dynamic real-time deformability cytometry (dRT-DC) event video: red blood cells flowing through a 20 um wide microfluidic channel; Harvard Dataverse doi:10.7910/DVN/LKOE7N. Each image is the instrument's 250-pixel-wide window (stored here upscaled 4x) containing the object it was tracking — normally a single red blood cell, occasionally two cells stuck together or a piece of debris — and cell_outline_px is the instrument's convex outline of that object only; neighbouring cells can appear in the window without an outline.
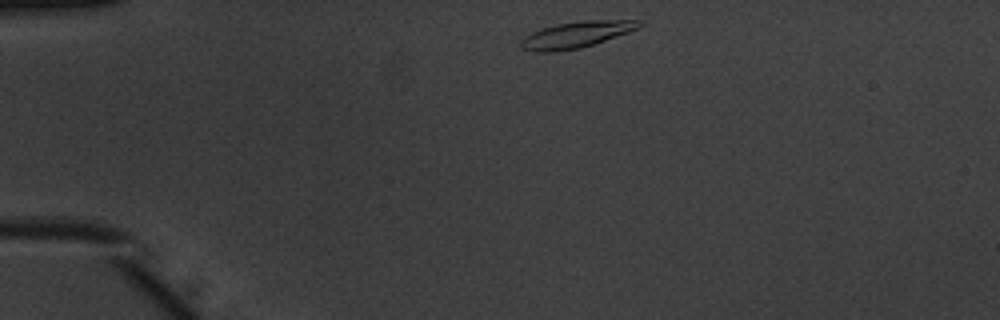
{"species": "common noctule bat (a hibernating species)", "species_latin": "Nyctalus noctula", "temperature_condition": "warm", "stored_images_in_passage": 42, "camera_frame_rate_fps": 3000, "um_per_image_px": 0.085, "animal": {"sex": "male", "body_mass_g": 20.1, "forearm_length_mm": 53.5}, "frame": {"image": 1, "passage_image": 1, "time_ms": 0.0, "image_size_px": [1000, 320], "cell_outline_px": [[644, 24], [640, 28], [580, 48], [556, 52], [536, 52], [520, 48], [520, 40], [524, 36], [532, 32], [556, 24], [584, 20], [640, 20]], "centroid_in_image_um": [48.96, 2.95], "position_along_channel_um": 36.0, "area_um2": 18.09}}
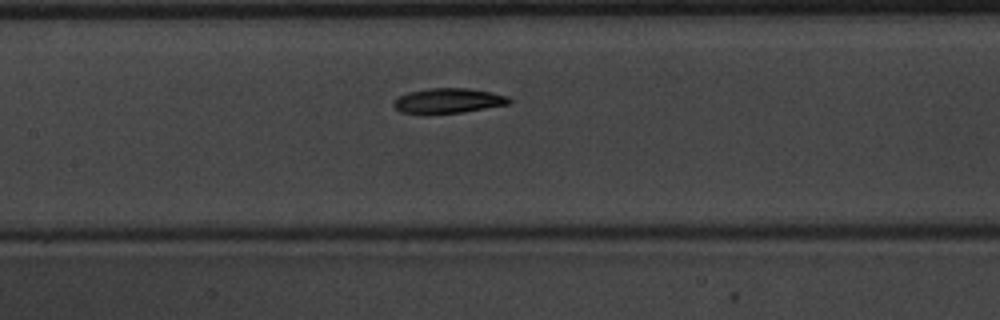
{"frame": {"image": 2, "passage_image": 15, "time_ms": 4.667, "image_size_px": [1000, 320], "cell_outline_px": [[512, 100], [508, 104], [464, 112], [424, 116], [400, 112], [392, 104], [400, 96], [408, 92], [428, 88], [468, 88], [492, 92], [508, 96]], "centroid_in_image_um": [38.07, 8.59], "position_along_channel_um": 169.3, "area_um2": 17.28}}
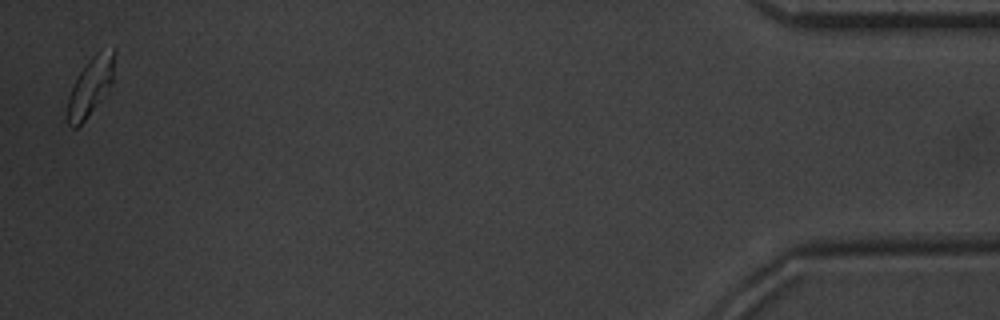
{"frame": {"image": 3, "passage_image": 41, "time_ms": 13.333, "image_size_px": [1000, 320], "cell_outline_px": [[116, 52], [112, 80], [100, 100], [84, 120], [76, 128], [72, 128], [68, 124], [68, 96], [76, 76], [88, 60], [100, 48], [116, 48]], "centroid_in_image_um": [7.69, 7.26], "position_along_channel_um": 427.5, "area_um2": 15.84}, "authors_computed_cell_mechanics": {"area_um2": 16.9354, "velocity_mm_per_s": 3.9246, "shape_relaxation_time_tau1_ms": 2.5226, "shape_relaxation_time_tau2_ms": 3.5033, "deformation_change_tau1": 0.1576, "deformation_change_tau2": 0.0849}}